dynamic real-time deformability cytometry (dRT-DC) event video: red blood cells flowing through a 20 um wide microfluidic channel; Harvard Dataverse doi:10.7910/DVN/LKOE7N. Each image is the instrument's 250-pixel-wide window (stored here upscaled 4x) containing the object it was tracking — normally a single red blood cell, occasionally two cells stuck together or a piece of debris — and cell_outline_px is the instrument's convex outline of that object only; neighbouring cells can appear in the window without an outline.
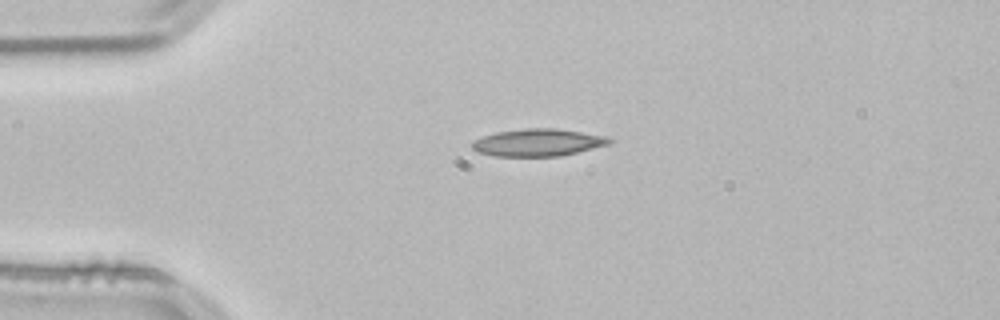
{"species": "common noctule bat (a hibernating species)", "species_latin": "Nyctalus noctula", "temperature_condition": "room temperature", "stored_images_in_passage": 41, "camera_frame_rate_fps": 3000, "um_per_image_px": 0.085, "animal": {"sex": "male", "body_mass_g": 21.5, "forearm_length_mm": 52.0}, "frame": {"image": 1, "passage_image": 1, "time_ms": 0.0, "image_size_px": [1000, 320], "cell_outline_px": [[612, 140], [608, 144], [560, 156], [496, 156], [476, 152], [472, 148], [472, 144], [476, 140], [484, 136], [496, 132], [524, 128], [556, 128], [604, 136]], "centroid_in_image_um": [45.68, 12.11], "position_along_channel_um": 39.3, "area_um2": 21.5}}
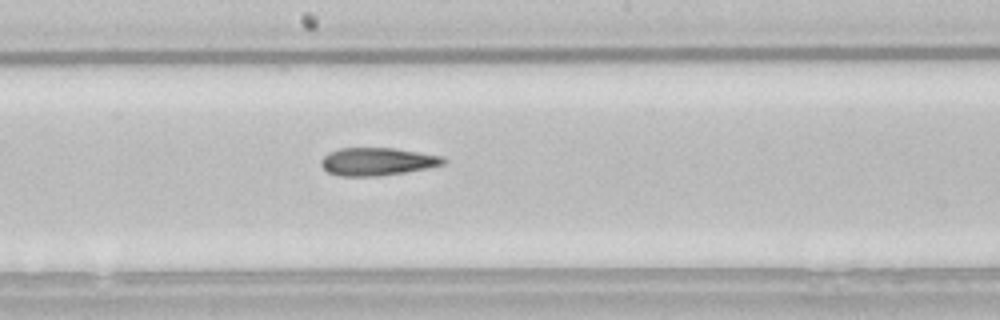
{"frame": {"image": 2, "passage_image": 17, "time_ms": 5.333, "image_size_px": [1000, 320], "cell_outline_px": [[448, 160], [444, 164], [404, 172], [376, 176], [340, 176], [328, 172], [320, 164], [320, 160], [328, 152], [340, 148], [396, 148], [440, 156]], "centroid_in_image_um": [32.02, 13.72], "position_along_channel_um": 216.2, "area_um2": 19.65}}
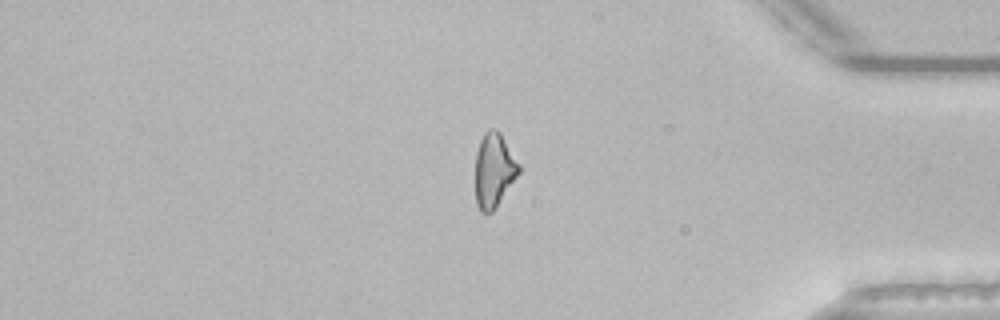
{"frame": {"image": 3, "passage_image": 33, "time_ms": 10.667, "image_size_px": [1000, 320], "cell_outline_px": [[520, 172], [492, 212], [480, 212], [476, 204], [476, 152], [480, 140], [484, 132], [488, 128], [496, 128], [500, 132], [520, 164]], "centroid_in_image_um": [41.98, 14.43], "position_along_channel_um": 393.2, "area_um2": 18.79}, "authors_computed_cell_mechanics": {"area_um2": 19.7098, "velocity_mm_per_s": 3.8526, "shape_relaxation_time_tau1_ms": null, "shape_relaxation_time_tau2_ms": 5.3745, "deformation_change_tau1": null, "deformation_change_tau2": 0.171}}